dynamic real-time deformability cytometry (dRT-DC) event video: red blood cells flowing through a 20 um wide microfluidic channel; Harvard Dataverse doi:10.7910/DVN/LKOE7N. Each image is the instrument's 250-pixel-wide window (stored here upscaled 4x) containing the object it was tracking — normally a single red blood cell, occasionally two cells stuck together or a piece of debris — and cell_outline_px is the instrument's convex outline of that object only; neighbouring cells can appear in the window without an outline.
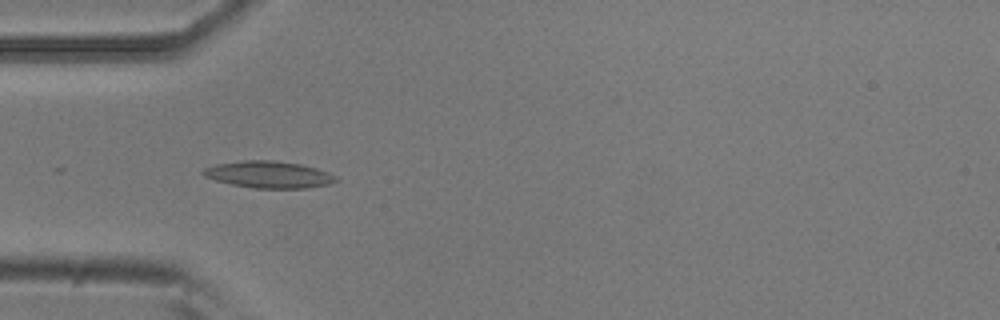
{"species": "common noctule bat (a hibernating species)", "species_latin": "Nyctalus noctula", "temperature_condition": "room temperature", "stored_images_in_passage": 19, "camera_frame_rate_fps": 3000, "um_per_image_px": 0.085, "animal": {"sex": "male", "body_mass_g": 20.5, "forearm_length_mm": 52.5}, "frame": {"image": 1, "passage_image": 16, "time_ms": 5.0, "image_size_px": [1000, 320], "cell_outline_px": [[336, 180], [328, 184], [308, 188], [252, 188], [232, 184], [216, 180], [204, 176], [200, 172], [204, 168], [216, 164], [244, 160], [276, 160], [300, 164], [316, 168], [328, 172], [336, 176]], "centroid_in_image_um": [22.82, 14.83], "position_along_channel_um": 62.2, "area_um2": 20.69}}
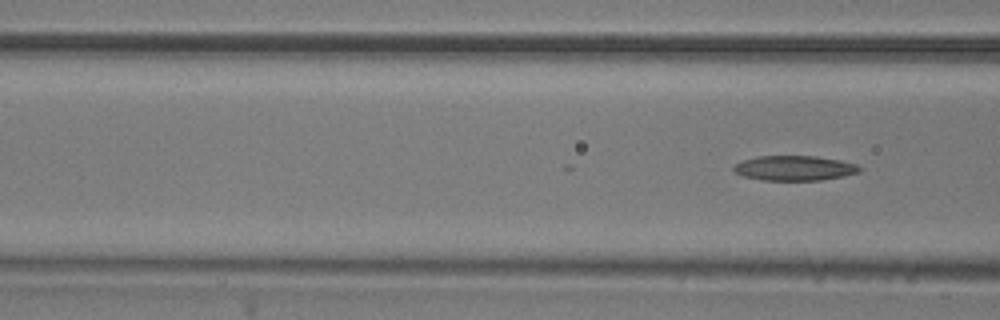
{"frame": {"image": 2, "passage_image": 19, "time_ms": 6.0, "image_size_px": [1000, 320], "cell_outline_px": [[864, 168], [860, 172], [844, 176], [820, 180], [764, 180], [744, 176], [736, 172], [732, 168], [740, 160], [760, 156], [816, 156], [840, 160], [856, 164]], "centroid_in_image_um": [67.57, 14.28], "position_along_channel_um": 99.0, "area_um2": 18.26}}